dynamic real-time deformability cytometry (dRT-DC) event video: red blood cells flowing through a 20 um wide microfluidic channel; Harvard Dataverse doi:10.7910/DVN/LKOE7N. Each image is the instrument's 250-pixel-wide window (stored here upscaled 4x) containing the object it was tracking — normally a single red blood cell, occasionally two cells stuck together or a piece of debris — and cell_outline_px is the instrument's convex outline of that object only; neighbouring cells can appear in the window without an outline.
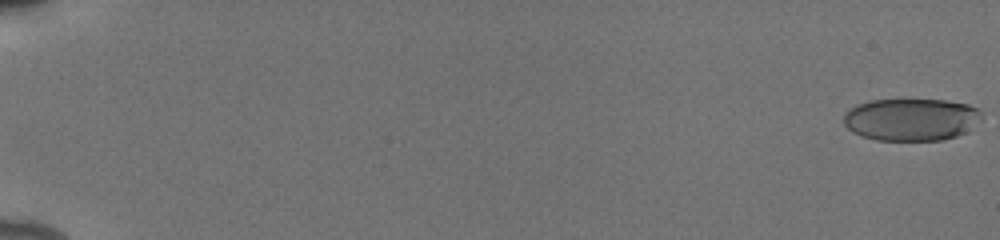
{"species": "human", "species_latin": "Homo sapiens", "temperature_condition": "cold", "stored_images_in_passage": 55, "camera_frame_rate_fps": 3000, "um_per_image_px": 0.085, "donor": {"sex": "male"}, "frame": {"image": 1, "passage_image": 1, "time_ms": 0.0, "image_size_px": [1000, 240], "cell_outline_px": [[980, 120], [964, 132], [956, 136], [944, 140], [876, 140], [860, 136], [852, 132], [844, 124], [844, 112], [856, 104], [872, 100], [900, 96], [944, 100], [968, 104], [980, 108]], "centroid_in_image_um": [77.4, 10.1], "position_along_channel_um": 7.6, "area_um2": 35.14}}
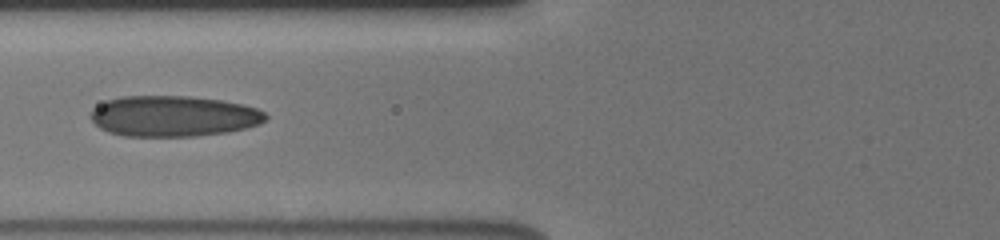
{"frame": {"image": 2, "passage_image": 25, "time_ms": 8.0, "image_size_px": [1000, 240], "cell_outline_px": [[268, 120], [260, 124], [228, 132], [196, 136], [124, 136], [108, 132], [100, 128], [88, 116], [92, 108], [108, 100], [120, 96], [188, 96], [220, 100], [244, 104], [256, 108], [264, 112], [268, 116]], "centroid_in_image_um": [14.74, 9.87], "position_along_channel_um": 111.1, "area_um2": 41.85}}
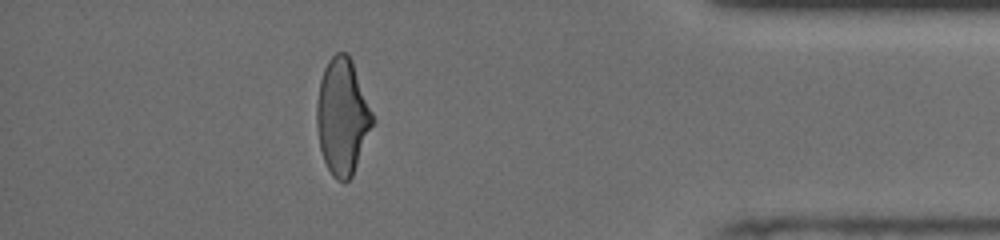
{"frame": {"image": 3, "passage_image": 50, "time_ms": 16.333, "image_size_px": [1000, 240], "cell_outline_px": [[376, 120], [352, 176], [344, 184], [336, 180], [332, 176], [324, 160], [320, 148], [316, 124], [316, 104], [320, 80], [324, 68], [328, 60], [336, 52], [348, 52], [352, 60]], "centroid_in_image_um": [29.11, 9.92], "position_along_channel_um": 406.1, "area_um2": 38.21}, "authors_computed_cell_mechanics": {"area_um2": 38.6104, "velocity_mm_per_s": 3.9148, "shape_relaxation_time_tau1_ms": 9.2623, "shape_relaxation_time_tau2_ms": 1.3231, "deformation_change_tau1": 0.2357, "deformation_change_tau2": 0.0936}}